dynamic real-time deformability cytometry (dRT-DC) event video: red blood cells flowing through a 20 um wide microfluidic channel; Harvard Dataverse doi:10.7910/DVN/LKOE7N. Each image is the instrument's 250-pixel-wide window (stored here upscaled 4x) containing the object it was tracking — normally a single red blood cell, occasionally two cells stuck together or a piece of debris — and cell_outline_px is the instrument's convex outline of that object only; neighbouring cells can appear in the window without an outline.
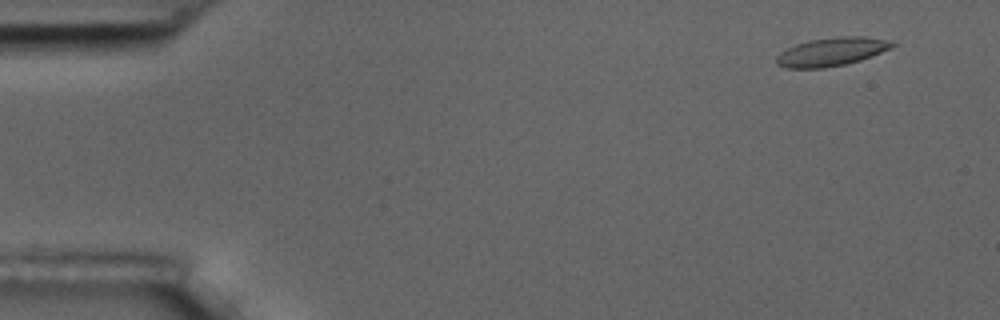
{"species": "common noctule bat (a hibernating species)", "species_latin": "Nyctalus noctula", "temperature_condition": "room temperature", "stored_images_in_passage": 10, "camera_frame_rate_fps": 3000, "um_per_image_px": 0.085, "animal": {"sex": "male", "body_mass_g": 17.5, "forearm_length_mm": 52.3}, "frame": {"image": 1, "passage_image": 1, "time_ms": 0.0, "image_size_px": [1000, 320], "cell_outline_px": [[896, 44], [892, 48], [872, 56], [860, 60], [844, 64], [824, 68], [788, 68], [776, 64], [776, 56], [780, 52], [796, 44], [808, 40], [836, 36], [864, 36], [892, 40]], "centroid_in_image_um": [70.71, 4.38], "position_along_channel_um": 14.3, "area_um2": 19.36}}
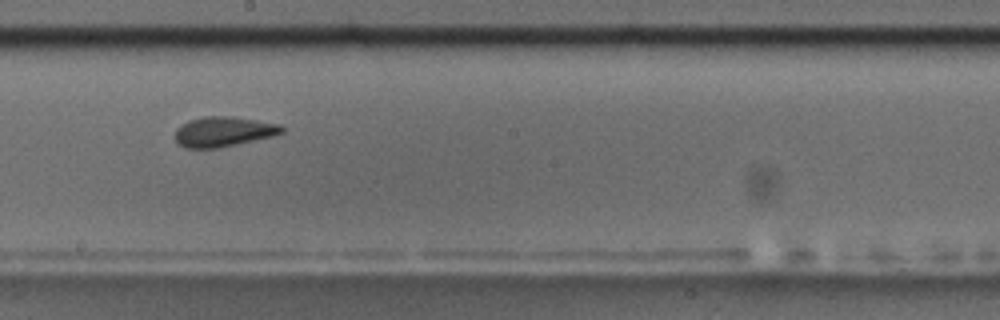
{"frame": {"image": 2, "passage_image": 9, "time_ms": 9.0, "image_size_px": [1000, 320], "cell_outline_px": [[284, 132], [276, 136], [220, 148], [184, 148], [176, 144], [176, 128], [180, 124], [188, 120], [204, 116], [228, 116], [256, 120], [280, 124], [284, 128]], "centroid_in_image_um": [19.0, 11.2], "position_along_channel_um": 229.2, "area_um2": 19.02}}
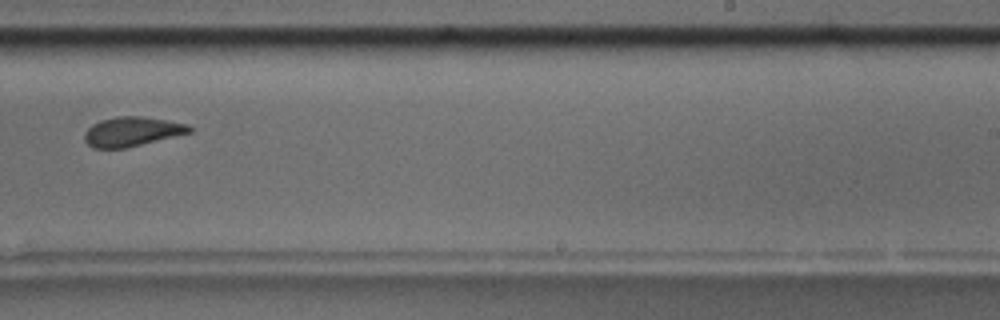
{"frame": {"image": 3, "passage_image": 10, "time_ms": 10.333, "image_size_px": [1000, 320], "cell_outline_px": [[192, 132], [124, 148], [92, 148], [84, 140], [84, 132], [92, 124], [100, 120], [116, 116], [144, 116], [188, 124], [192, 128]], "centroid_in_image_um": [11.19, 11.17], "position_along_channel_um": 277.8, "area_um2": 17.98}}